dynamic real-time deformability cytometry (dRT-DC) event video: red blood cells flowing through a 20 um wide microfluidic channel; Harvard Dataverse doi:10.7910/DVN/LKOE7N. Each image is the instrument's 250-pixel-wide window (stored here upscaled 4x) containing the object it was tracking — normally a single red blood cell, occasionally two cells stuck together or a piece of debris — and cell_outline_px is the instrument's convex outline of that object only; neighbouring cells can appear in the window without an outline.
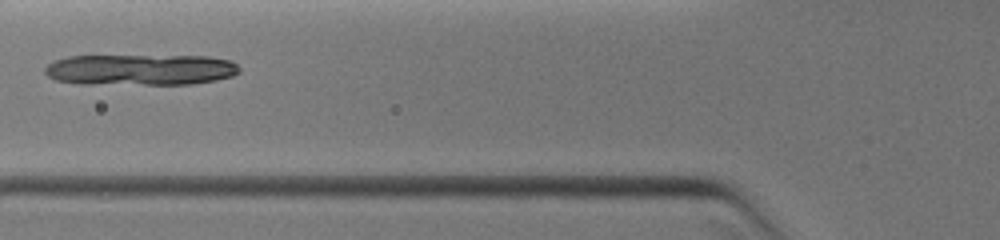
{"species": "common noctule bat (a hibernating species)", "species_latin": "Nyctalus noctula", "temperature_condition": "warm", "stored_images_in_passage": 6, "camera_frame_rate_fps": 3000, "um_per_image_px": 0.085, "animal": {"sex": "female", "body_mass_g": 19.0, "forearm_length_mm": 51.5}, "frame": {"image": 1, "passage_image": 5, "time_ms": 2.667, "image_size_px": [1000, 240], "cell_outline_px": [[240, 72], [232, 76], [216, 80], [188, 84], [80, 84], [56, 80], [48, 76], [44, 72], [44, 68], [48, 64], [56, 60], [68, 56], [208, 56], [228, 60], [236, 64], [240, 68]], "centroid_in_image_um": [11.92, 5.93], "position_along_channel_um": 113.9, "area_um2": 35.26}}